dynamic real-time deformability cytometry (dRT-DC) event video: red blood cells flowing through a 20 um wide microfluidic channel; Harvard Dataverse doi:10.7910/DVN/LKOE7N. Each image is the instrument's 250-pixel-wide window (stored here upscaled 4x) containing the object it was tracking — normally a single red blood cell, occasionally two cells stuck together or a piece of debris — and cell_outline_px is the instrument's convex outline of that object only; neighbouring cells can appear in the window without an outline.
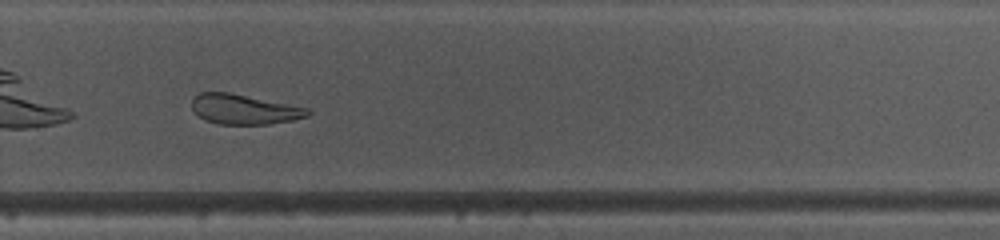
{"species": "common noctule bat (a hibernating species)", "species_latin": "Nyctalus noctula", "temperature_condition": "warm", "stored_images_in_passage": 31, "camera_frame_rate_fps": 3000, "um_per_image_px": 0.085, "animal": {"sex": "female", "body_mass_g": 10.0, "forearm_length_mm": 53.1}, "frame": {"image": 1, "passage_image": 18, "time_ms": 5.667, "image_size_px": [1000, 240], "cell_outline_px": [[312, 112], [308, 116], [292, 120], [268, 124], [220, 124], [204, 120], [192, 108], [192, 100], [200, 92], [228, 92], [308, 108]], "centroid_in_image_um": [20.75, 9.29], "position_along_channel_um": 309.0, "area_um2": 19.94}, "authors_computed_cell_mechanics": {"area_um2": 21.1548, "velocity_mm_per_s": 4.1162, "shape_relaxation_time_tau1_ms": 4.855, "shape_relaxation_time_tau2_ms": 3.0906, "deformation_change_tau1": 0.1813, "deformation_change_tau2": 0.1204}}